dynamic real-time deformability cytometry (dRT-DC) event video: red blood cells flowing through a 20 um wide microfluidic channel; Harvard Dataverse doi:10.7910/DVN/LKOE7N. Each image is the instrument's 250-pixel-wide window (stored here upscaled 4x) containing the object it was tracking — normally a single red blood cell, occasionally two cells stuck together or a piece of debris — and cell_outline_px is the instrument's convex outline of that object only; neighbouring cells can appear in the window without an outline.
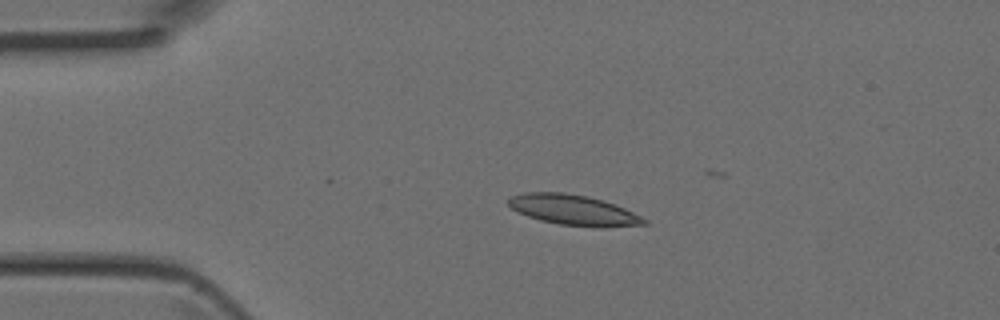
{"species": "Egyptian fruit bat (a non-hibernating species)", "species_latin": "Rousettus aegyptiacus", "temperature_condition": "room temperature", "stored_images_in_passage": 4, "camera_frame_rate_fps": 3000, "um_per_image_px": 0.085, "animal": {"sex": "female"}, "frame": {"image": 1, "passage_image": 3, "time_ms": 0.667, "image_size_px": [1000, 320], "cell_outline_px": [[648, 224], [604, 228], [596, 228], [560, 224], [540, 220], [528, 216], [512, 208], [508, 204], [508, 200], [512, 196], [524, 192], [564, 192], [588, 196], [604, 200], [616, 204], [648, 220]], "centroid_in_image_um": [48.79, 17.85], "position_along_channel_um": 36.2, "area_um2": 24.16}}